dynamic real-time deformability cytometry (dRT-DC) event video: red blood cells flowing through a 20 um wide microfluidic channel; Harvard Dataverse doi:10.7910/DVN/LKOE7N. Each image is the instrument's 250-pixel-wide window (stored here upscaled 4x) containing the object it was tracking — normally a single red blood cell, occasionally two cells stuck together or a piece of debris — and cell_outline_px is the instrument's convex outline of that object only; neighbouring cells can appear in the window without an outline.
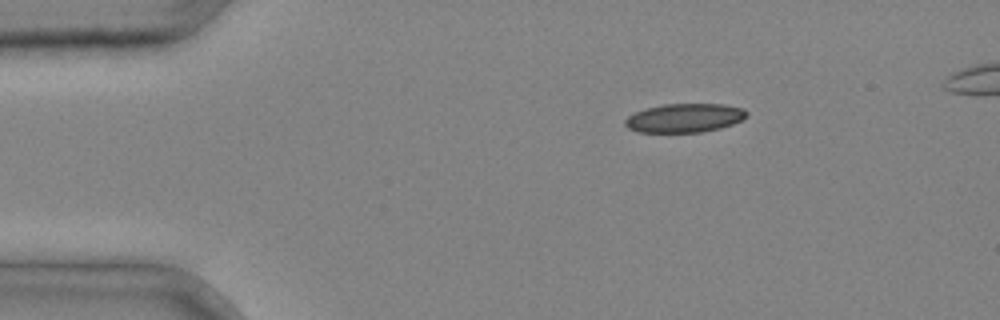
{"species": "common noctule bat (a hibernating species)", "species_latin": "Nyctalus noctula", "temperature_condition": "cold", "stored_images_in_passage": 3, "camera_frame_rate_fps": 3000, "um_per_image_px": 0.085, "animal": {"sex": "male", "body_mass_g": 20.4}, "frame": {"image": 1, "passage_image": 1, "time_ms": 0.0, "image_size_px": [1000, 320], "cell_outline_px": [[748, 116], [744, 120], [720, 128], [700, 132], [636, 132], [628, 128], [624, 124], [624, 120], [628, 116], [644, 108], [664, 104], [724, 104], [744, 108], [748, 112]], "centroid_in_image_um": [58.21, 10.02], "position_along_channel_um": 26.8, "area_um2": 20.63}}